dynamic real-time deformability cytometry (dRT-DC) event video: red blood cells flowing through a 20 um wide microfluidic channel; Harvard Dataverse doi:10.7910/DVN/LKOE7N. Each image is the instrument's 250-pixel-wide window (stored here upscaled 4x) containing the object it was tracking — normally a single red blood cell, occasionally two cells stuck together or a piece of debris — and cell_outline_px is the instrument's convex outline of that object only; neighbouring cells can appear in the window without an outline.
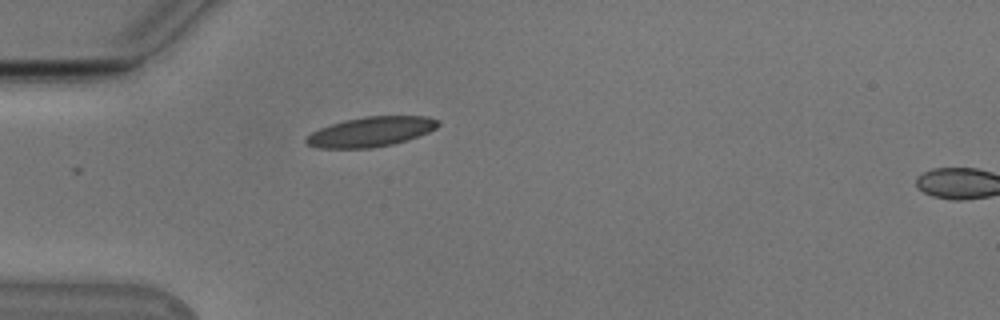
{"species": "Egyptian fruit bat (a non-hibernating species)", "species_latin": "Rousettus aegyptiacus", "temperature_condition": "cold", "stored_images_in_passage": 12, "camera_frame_rate_fps": 3000, "um_per_image_px": 0.085, "animal": {"sex": "male"}, "frame": {"image": 1, "passage_image": 1, "time_ms": 0.0, "image_size_px": [1000, 320], "cell_outline_px": [[440, 124], [436, 128], [428, 132], [392, 144], [372, 148], [320, 148], [308, 144], [304, 140], [312, 132], [320, 128], [344, 120], [364, 116], [428, 116], [440, 120]], "centroid_in_image_um": [31.54, 11.18], "position_along_channel_um": 53.5, "area_um2": 22.72}}
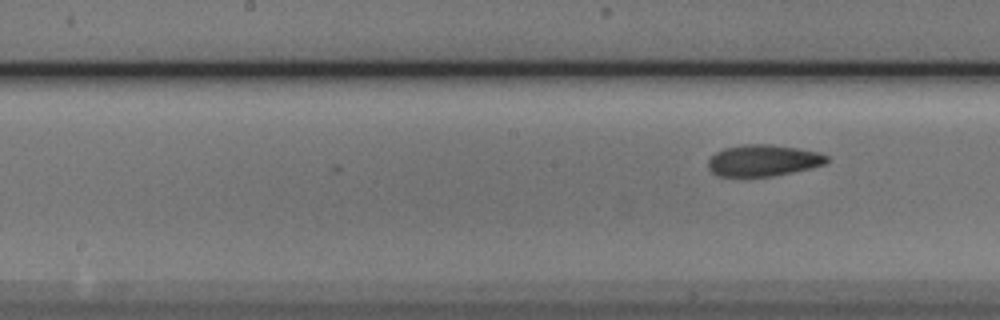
{"frame": {"image": 2, "passage_image": 12, "time_ms": 3.667, "image_size_px": [1000, 320], "cell_outline_px": [[828, 160], [824, 164], [808, 168], [772, 176], [720, 176], [712, 172], [708, 168], [708, 160], [716, 152], [724, 148], [740, 144], [768, 144], [796, 148], [820, 152], [828, 156]], "centroid_in_image_um": [64.84, 13.62], "position_along_channel_um": 183.4, "area_um2": 21.56}}